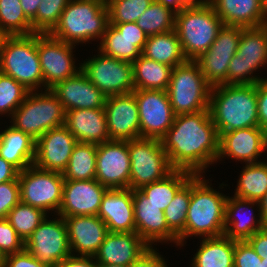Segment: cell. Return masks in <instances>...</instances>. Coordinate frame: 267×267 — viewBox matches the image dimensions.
I'll return each mask as SVG.
<instances>
[{
  "label": "cell",
  "instance_id": "58",
  "mask_svg": "<svg viewBox=\"0 0 267 267\" xmlns=\"http://www.w3.org/2000/svg\"><path fill=\"white\" fill-rule=\"evenodd\" d=\"M264 146L267 149V127L264 129Z\"/></svg>",
  "mask_w": 267,
  "mask_h": 267
},
{
  "label": "cell",
  "instance_id": "43",
  "mask_svg": "<svg viewBox=\"0 0 267 267\" xmlns=\"http://www.w3.org/2000/svg\"><path fill=\"white\" fill-rule=\"evenodd\" d=\"M70 0H42L31 21L35 33L49 34L58 24L61 13Z\"/></svg>",
  "mask_w": 267,
  "mask_h": 267
},
{
  "label": "cell",
  "instance_id": "41",
  "mask_svg": "<svg viewBox=\"0 0 267 267\" xmlns=\"http://www.w3.org/2000/svg\"><path fill=\"white\" fill-rule=\"evenodd\" d=\"M46 217L48 215L42 209L20 201L10 210L6 219L15 229L16 233L26 241Z\"/></svg>",
  "mask_w": 267,
  "mask_h": 267
},
{
  "label": "cell",
  "instance_id": "8",
  "mask_svg": "<svg viewBox=\"0 0 267 267\" xmlns=\"http://www.w3.org/2000/svg\"><path fill=\"white\" fill-rule=\"evenodd\" d=\"M211 89L198 63L187 60L172 69L166 91L174 114L181 115L209 110Z\"/></svg>",
  "mask_w": 267,
  "mask_h": 267
},
{
  "label": "cell",
  "instance_id": "7",
  "mask_svg": "<svg viewBox=\"0 0 267 267\" xmlns=\"http://www.w3.org/2000/svg\"><path fill=\"white\" fill-rule=\"evenodd\" d=\"M65 115L63 105L50 89L29 91L10 123L37 140L47 131L65 125Z\"/></svg>",
  "mask_w": 267,
  "mask_h": 267
},
{
  "label": "cell",
  "instance_id": "25",
  "mask_svg": "<svg viewBox=\"0 0 267 267\" xmlns=\"http://www.w3.org/2000/svg\"><path fill=\"white\" fill-rule=\"evenodd\" d=\"M66 111L104 108L106 96L80 70L50 89Z\"/></svg>",
  "mask_w": 267,
  "mask_h": 267
},
{
  "label": "cell",
  "instance_id": "51",
  "mask_svg": "<svg viewBox=\"0 0 267 267\" xmlns=\"http://www.w3.org/2000/svg\"><path fill=\"white\" fill-rule=\"evenodd\" d=\"M261 259L267 258V227L255 232L246 240Z\"/></svg>",
  "mask_w": 267,
  "mask_h": 267
},
{
  "label": "cell",
  "instance_id": "26",
  "mask_svg": "<svg viewBox=\"0 0 267 267\" xmlns=\"http://www.w3.org/2000/svg\"><path fill=\"white\" fill-rule=\"evenodd\" d=\"M109 232H136L133 190L130 188H110L104 193L97 214Z\"/></svg>",
  "mask_w": 267,
  "mask_h": 267
},
{
  "label": "cell",
  "instance_id": "4",
  "mask_svg": "<svg viewBox=\"0 0 267 267\" xmlns=\"http://www.w3.org/2000/svg\"><path fill=\"white\" fill-rule=\"evenodd\" d=\"M108 25L106 0H70L49 34L65 43L79 45L95 39L101 41Z\"/></svg>",
  "mask_w": 267,
  "mask_h": 267
},
{
  "label": "cell",
  "instance_id": "24",
  "mask_svg": "<svg viewBox=\"0 0 267 267\" xmlns=\"http://www.w3.org/2000/svg\"><path fill=\"white\" fill-rule=\"evenodd\" d=\"M219 139V154L217 161L229 157L234 160L245 162L244 164L258 163L263 153L264 130L258 127H247L221 133Z\"/></svg>",
  "mask_w": 267,
  "mask_h": 267
},
{
  "label": "cell",
  "instance_id": "22",
  "mask_svg": "<svg viewBox=\"0 0 267 267\" xmlns=\"http://www.w3.org/2000/svg\"><path fill=\"white\" fill-rule=\"evenodd\" d=\"M148 36L136 22L107 26L99 50L113 58L133 63L140 55Z\"/></svg>",
  "mask_w": 267,
  "mask_h": 267
},
{
  "label": "cell",
  "instance_id": "49",
  "mask_svg": "<svg viewBox=\"0 0 267 267\" xmlns=\"http://www.w3.org/2000/svg\"><path fill=\"white\" fill-rule=\"evenodd\" d=\"M259 127H267V78L256 84Z\"/></svg>",
  "mask_w": 267,
  "mask_h": 267
},
{
  "label": "cell",
  "instance_id": "12",
  "mask_svg": "<svg viewBox=\"0 0 267 267\" xmlns=\"http://www.w3.org/2000/svg\"><path fill=\"white\" fill-rule=\"evenodd\" d=\"M81 63V71L106 96L129 94L134 91L133 65L98 52Z\"/></svg>",
  "mask_w": 267,
  "mask_h": 267
},
{
  "label": "cell",
  "instance_id": "50",
  "mask_svg": "<svg viewBox=\"0 0 267 267\" xmlns=\"http://www.w3.org/2000/svg\"><path fill=\"white\" fill-rule=\"evenodd\" d=\"M156 249L150 247L130 267H168L166 259Z\"/></svg>",
  "mask_w": 267,
  "mask_h": 267
},
{
  "label": "cell",
  "instance_id": "29",
  "mask_svg": "<svg viewBox=\"0 0 267 267\" xmlns=\"http://www.w3.org/2000/svg\"><path fill=\"white\" fill-rule=\"evenodd\" d=\"M65 126L80 143L101 144L109 140L104 108L68 110Z\"/></svg>",
  "mask_w": 267,
  "mask_h": 267
},
{
  "label": "cell",
  "instance_id": "42",
  "mask_svg": "<svg viewBox=\"0 0 267 267\" xmlns=\"http://www.w3.org/2000/svg\"><path fill=\"white\" fill-rule=\"evenodd\" d=\"M153 0H106L110 24L136 22Z\"/></svg>",
  "mask_w": 267,
  "mask_h": 267
},
{
  "label": "cell",
  "instance_id": "33",
  "mask_svg": "<svg viewBox=\"0 0 267 267\" xmlns=\"http://www.w3.org/2000/svg\"><path fill=\"white\" fill-rule=\"evenodd\" d=\"M141 55L172 68L187 61L175 30L148 36Z\"/></svg>",
  "mask_w": 267,
  "mask_h": 267
},
{
  "label": "cell",
  "instance_id": "20",
  "mask_svg": "<svg viewBox=\"0 0 267 267\" xmlns=\"http://www.w3.org/2000/svg\"><path fill=\"white\" fill-rule=\"evenodd\" d=\"M108 188L96 179H64L62 202L57 216L97 215Z\"/></svg>",
  "mask_w": 267,
  "mask_h": 267
},
{
  "label": "cell",
  "instance_id": "17",
  "mask_svg": "<svg viewBox=\"0 0 267 267\" xmlns=\"http://www.w3.org/2000/svg\"><path fill=\"white\" fill-rule=\"evenodd\" d=\"M130 169L128 141L108 140L97 144L95 179L103 186L129 188Z\"/></svg>",
  "mask_w": 267,
  "mask_h": 267
},
{
  "label": "cell",
  "instance_id": "37",
  "mask_svg": "<svg viewBox=\"0 0 267 267\" xmlns=\"http://www.w3.org/2000/svg\"><path fill=\"white\" fill-rule=\"evenodd\" d=\"M97 144L78 142L72 151L66 170L68 180H90L96 177Z\"/></svg>",
  "mask_w": 267,
  "mask_h": 267
},
{
  "label": "cell",
  "instance_id": "48",
  "mask_svg": "<svg viewBox=\"0 0 267 267\" xmlns=\"http://www.w3.org/2000/svg\"><path fill=\"white\" fill-rule=\"evenodd\" d=\"M3 267H50L42 264L27 250L5 256Z\"/></svg>",
  "mask_w": 267,
  "mask_h": 267
},
{
  "label": "cell",
  "instance_id": "18",
  "mask_svg": "<svg viewBox=\"0 0 267 267\" xmlns=\"http://www.w3.org/2000/svg\"><path fill=\"white\" fill-rule=\"evenodd\" d=\"M77 143L65 125L47 131L36 140L34 165L43 170L63 173Z\"/></svg>",
  "mask_w": 267,
  "mask_h": 267
},
{
  "label": "cell",
  "instance_id": "9",
  "mask_svg": "<svg viewBox=\"0 0 267 267\" xmlns=\"http://www.w3.org/2000/svg\"><path fill=\"white\" fill-rule=\"evenodd\" d=\"M128 150L131 161L129 188L132 190L162 180L174 170L159 139H132L128 141Z\"/></svg>",
  "mask_w": 267,
  "mask_h": 267
},
{
  "label": "cell",
  "instance_id": "10",
  "mask_svg": "<svg viewBox=\"0 0 267 267\" xmlns=\"http://www.w3.org/2000/svg\"><path fill=\"white\" fill-rule=\"evenodd\" d=\"M267 65V25L244 28L238 50L228 66V84H257L264 77L253 75Z\"/></svg>",
  "mask_w": 267,
  "mask_h": 267
},
{
  "label": "cell",
  "instance_id": "30",
  "mask_svg": "<svg viewBox=\"0 0 267 267\" xmlns=\"http://www.w3.org/2000/svg\"><path fill=\"white\" fill-rule=\"evenodd\" d=\"M224 25L255 28L267 25L261 0H208Z\"/></svg>",
  "mask_w": 267,
  "mask_h": 267
},
{
  "label": "cell",
  "instance_id": "27",
  "mask_svg": "<svg viewBox=\"0 0 267 267\" xmlns=\"http://www.w3.org/2000/svg\"><path fill=\"white\" fill-rule=\"evenodd\" d=\"M149 248L136 232H108L94 259L97 263L130 266Z\"/></svg>",
  "mask_w": 267,
  "mask_h": 267
},
{
  "label": "cell",
  "instance_id": "54",
  "mask_svg": "<svg viewBox=\"0 0 267 267\" xmlns=\"http://www.w3.org/2000/svg\"><path fill=\"white\" fill-rule=\"evenodd\" d=\"M164 5L166 8L171 9L175 13H178L181 9L189 5H196L205 3L208 0H156Z\"/></svg>",
  "mask_w": 267,
  "mask_h": 267
},
{
  "label": "cell",
  "instance_id": "38",
  "mask_svg": "<svg viewBox=\"0 0 267 267\" xmlns=\"http://www.w3.org/2000/svg\"><path fill=\"white\" fill-rule=\"evenodd\" d=\"M191 198V178L176 192L174 198L164 210L169 229L178 237V246H184L186 214Z\"/></svg>",
  "mask_w": 267,
  "mask_h": 267
},
{
  "label": "cell",
  "instance_id": "3",
  "mask_svg": "<svg viewBox=\"0 0 267 267\" xmlns=\"http://www.w3.org/2000/svg\"><path fill=\"white\" fill-rule=\"evenodd\" d=\"M209 183L203 175L191 177V198L186 214L185 239L193 236L209 238L224 235L225 205L228 196L214 190Z\"/></svg>",
  "mask_w": 267,
  "mask_h": 267
},
{
  "label": "cell",
  "instance_id": "15",
  "mask_svg": "<svg viewBox=\"0 0 267 267\" xmlns=\"http://www.w3.org/2000/svg\"><path fill=\"white\" fill-rule=\"evenodd\" d=\"M243 29L223 25L210 48L195 60L212 87L228 84V66L238 50Z\"/></svg>",
  "mask_w": 267,
  "mask_h": 267
},
{
  "label": "cell",
  "instance_id": "11",
  "mask_svg": "<svg viewBox=\"0 0 267 267\" xmlns=\"http://www.w3.org/2000/svg\"><path fill=\"white\" fill-rule=\"evenodd\" d=\"M18 181L21 202L57 215L63 194L62 173L43 170L33 164L19 171Z\"/></svg>",
  "mask_w": 267,
  "mask_h": 267
},
{
  "label": "cell",
  "instance_id": "56",
  "mask_svg": "<svg viewBox=\"0 0 267 267\" xmlns=\"http://www.w3.org/2000/svg\"><path fill=\"white\" fill-rule=\"evenodd\" d=\"M259 205H260V213H261L262 221L264 225L267 227V193L259 201Z\"/></svg>",
  "mask_w": 267,
  "mask_h": 267
},
{
  "label": "cell",
  "instance_id": "60",
  "mask_svg": "<svg viewBox=\"0 0 267 267\" xmlns=\"http://www.w3.org/2000/svg\"><path fill=\"white\" fill-rule=\"evenodd\" d=\"M4 260H5V256H4L3 253L0 251V267H3Z\"/></svg>",
  "mask_w": 267,
  "mask_h": 267
},
{
  "label": "cell",
  "instance_id": "39",
  "mask_svg": "<svg viewBox=\"0 0 267 267\" xmlns=\"http://www.w3.org/2000/svg\"><path fill=\"white\" fill-rule=\"evenodd\" d=\"M0 31L6 36L31 35V21L25 16L20 0H0Z\"/></svg>",
  "mask_w": 267,
  "mask_h": 267
},
{
  "label": "cell",
  "instance_id": "52",
  "mask_svg": "<svg viewBox=\"0 0 267 267\" xmlns=\"http://www.w3.org/2000/svg\"><path fill=\"white\" fill-rule=\"evenodd\" d=\"M55 267H97L94 257L71 255L59 262Z\"/></svg>",
  "mask_w": 267,
  "mask_h": 267
},
{
  "label": "cell",
  "instance_id": "6",
  "mask_svg": "<svg viewBox=\"0 0 267 267\" xmlns=\"http://www.w3.org/2000/svg\"><path fill=\"white\" fill-rule=\"evenodd\" d=\"M0 72L11 76L28 91L44 89L43 73L37 53V33L6 36L0 53Z\"/></svg>",
  "mask_w": 267,
  "mask_h": 267
},
{
  "label": "cell",
  "instance_id": "45",
  "mask_svg": "<svg viewBox=\"0 0 267 267\" xmlns=\"http://www.w3.org/2000/svg\"><path fill=\"white\" fill-rule=\"evenodd\" d=\"M25 241L16 233L6 218H0V251L4 256L21 252Z\"/></svg>",
  "mask_w": 267,
  "mask_h": 267
},
{
  "label": "cell",
  "instance_id": "1",
  "mask_svg": "<svg viewBox=\"0 0 267 267\" xmlns=\"http://www.w3.org/2000/svg\"><path fill=\"white\" fill-rule=\"evenodd\" d=\"M219 139L209 110H204L176 115L161 142L173 169L203 175L217 162Z\"/></svg>",
  "mask_w": 267,
  "mask_h": 267
},
{
  "label": "cell",
  "instance_id": "36",
  "mask_svg": "<svg viewBox=\"0 0 267 267\" xmlns=\"http://www.w3.org/2000/svg\"><path fill=\"white\" fill-rule=\"evenodd\" d=\"M193 175L194 174L189 171L174 169L164 179L147 184L139 190L148 198V201L161 207V210L164 211L174 198L176 192Z\"/></svg>",
  "mask_w": 267,
  "mask_h": 267
},
{
  "label": "cell",
  "instance_id": "13",
  "mask_svg": "<svg viewBox=\"0 0 267 267\" xmlns=\"http://www.w3.org/2000/svg\"><path fill=\"white\" fill-rule=\"evenodd\" d=\"M46 217L25 241V250L42 264L55 267L71 256L64 218Z\"/></svg>",
  "mask_w": 267,
  "mask_h": 267
},
{
  "label": "cell",
  "instance_id": "5",
  "mask_svg": "<svg viewBox=\"0 0 267 267\" xmlns=\"http://www.w3.org/2000/svg\"><path fill=\"white\" fill-rule=\"evenodd\" d=\"M224 23L214 7L205 3L189 5L175 15V28L187 60H196L206 52Z\"/></svg>",
  "mask_w": 267,
  "mask_h": 267
},
{
  "label": "cell",
  "instance_id": "47",
  "mask_svg": "<svg viewBox=\"0 0 267 267\" xmlns=\"http://www.w3.org/2000/svg\"><path fill=\"white\" fill-rule=\"evenodd\" d=\"M234 267H261V258L245 241H235Z\"/></svg>",
  "mask_w": 267,
  "mask_h": 267
},
{
  "label": "cell",
  "instance_id": "34",
  "mask_svg": "<svg viewBox=\"0 0 267 267\" xmlns=\"http://www.w3.org/2000/svg\"><path fill=\"white\" fill-rule=\"evenodd\" d=\"M134 90H163L170 83L172 67L140 55L133 63Z\"/></svg>",
  "mask_w": 267,
  "mask_h": 267
},
{
  "label": "cell",
  "instance_id": "40",
  "mask_svg": "<svg viewBox=\"0 0 267 267\" xmlns=\"http://www.w3.org/2000/svg\"><path fill=\"white\" fill-rule=\"evenodd\" d=\"M176 13L161 3L153 0L136 24L147 36L165 33L175 28Z\"/></svg>",
  "mask_w": 267,
  "mask_h": 267
},
{
  "label": "cell",
  "instance_id": "31",
  "mask_svg": "<svg viewBox=\"0 0 267 267\" xmlns=\"http://www.w3.org/2000/svg\"><path fill=\"white\" fill-rule=\"evenodd\" d=\"M36 140L13 126L0 133V157L14 165L19 171L34 164Z\"/></svg>",
  "mask_w": 267,
  "mask_h": 267
},
{
  "label": "cell",
  "instance_id": "35",
  "mask_svg": "<svg viewBox=\"0 0 267 267\" xmlns=\"http://www.w3.org/2000/svg\"><path fill=\"white\" fill-rule=\"evenodd\" d=\"M233 196L260 201L267 193V161L243 166Z\"/></svg>",
  "mask_w": 267,
  "mask_h": 267
},
{
  "label": "cell",
  "instance_id": "62",
  "mask_svg": "<svg viewBox=\"0 0 267 267\" xmlns=\"http://www.w3.org/2000/svg\"><path fill=\"white\" fill-rule=\"evenodd\" d=\"M261 2H262V5L264 7V10H265V12L267 14V0H261Z\"/></svg>",
  "mask_w": 267,
  "mask_h": 267
},
{
  "label": "cell",
  "instance_id": "32",
  "mask_svg": "<svg viewBox=\"0 0 267 267\" xmlns=\"http://www.w3.org/2000/svg\"><path fill=\"white\" fill-rule=\"evenodd\" d=\"M201 240L190 267H234L235 240L225 235Z\"/></svg>",
  "mask_w": 267,
  "mask_h": 267
},
{
  "label": "cell",
  "instance_id": "61",
  "mask_svg": "<svg viewBox=\"0 0 267 267\" xmlns=\"http://www.w3.org/2000/svg\"><path fill=\"white\" fill-rule=\"evenodd\" d=\"M261 267H267V258L261 259Z\"/></svg>",
  "mask_w": 267,
  "mask_h": 267
},
{
  "label": "cell",
  "instance_id": "46",
  "mask_svg": "<svg viewBox=\"0 0 267 267\" xmlns=\"http://www.w3.org/2000/svg\"><path fill=\"white\" fill-rule=\"evenodd\" d=\"M20 202L18 180L0 183V218H6L10 210Z\"/></svg>",
  "mask_w": 267,
  "mask_h": 267
},
{
  "label": "cell",
  "instance_id": "21",
  "mask_svg": "<svg viewBox=\"0 0 267 267\" xmlns=\"http://www.w3.org/2000/svg\"><path fill=\"white\" fill-rule=\"evenodd\" d=\"M133 207L136 233L150 247H153L155 242L168 244V241L178 246V237L169 229L164 211L148 201L139 189L133 190Z\"/></svg>",
  "mask_w": 267,
  "mask_h": 267
},
{
  "label": "cell",
  "instance_id": "55",
  "mask_svg": "<svg viewBox=\"0 0 267 267\" xmlns=\"http://www.w3.org/2000/svg\"><path fill=\"white\" fill-rule=\"evenodd\" d=\"M42 0H20L25 16L32 21Z\"/></svg>",
  "mask_w": 267,
  "mask_h": 267
},
{
  "label": "cell",
  "instance_id": "57",
  "mask_svg": "<svg viewBox=\"0 0 267 267\" xmlns=\"http://www.w3.org/2000/svg\"><path fill=\"white\" fill-rule=\"evenodd\" d=\"M97 267H130V266L97 263Z\"/></svg>",
  "mask_w": 267,
  "mask_h": 267
},
{
  "label": "cell",
  "instance_id": "16",
  "mask_svg": "<svg viewBox=\"0 0 267 267\" xmlns=\"http://www.w3.org/2000/svg\"><path fill=\"white\" fill-rule=\"evenodd\" d=\"M132 93L138 105L140 137L161 140L176 116L167 91L134 90Z\"/></svg>",
  "mask_w": 267,
  "mask_h": 267
},
{
  "label": "cell",
  "instance_id": "14",
  "mask_svg": "<svg viewBox=\"0 0 267 267\" xmlns=\"http://www.w3.org/2000/svg\"><path fill=\"white\" fill-rule=\"evenodd\" d=\"M76 45L65 43L50 34L37 33V53L43 73L45 90L53 88L58 82L75 76L77 68L73 49Z\"/></svg>",
  "mask_w": 267,
  "mask_h": 267
},
{
  "label": "cell",
  "instance_id": "2",
  "mask_svg": "<svg viewBox=\"0 0 267 267\" xmlns=\"http://www.w3.org/2000/svg\"><path fill=\"white\" fill-rule=\"evenodd\" d=\"M209 113L218 134L258 127L256 84H222L212 87Z\"/></svg>",
  "mask_w": 267,
  "mask_h": 267
},
{
  "label": "cell",
  "instance_id": "28",
  "mask_svg": "<svg viewBox=\"0 0 267 267\" xmlns=\"http://www.w3.org/2000/svg\"><path fill=\"white\" fill-rule=\"evenodd\" d=\"M256 206L259 213L254 214L253 206ZM250 207V209H249ZM246 211L249 215L244 218ZM240 213V214H239ZM244 215H242V214ZM251 214V215H250ZM243 216L240 218V216ZM258 215V216H256ZM258 217V218H255ZM265 227L261 213L259 201L246 200L235 196H228L225 205L224 235L235 241H245L249 239L255 232Z\"/></svg>",
  "mask_w": 267,
  "mask_h": 267
},
{
  "label": "cell",
  "instance_id": "44",
  "mask_svg": "<svg viewBox=\"0 0 267 267\" xmlns=\"http://www.w3.org/2000/svg\"><path fill=\"white\" fill-rule=\"evenodd\" d=\"M29 91L11 76L0 72V114L12 116Z\"/></svg>",
  "mask_w": 267,
  "mask_h": 267
},
{
  "label": "cell",
  "instance_id": "19",
  "mask_svg": "<svg viewBox=\"0 0 267 267\" xmlns=\"http://www.w3.org/2000/svg\"><path fill=\"white\" fill-rule=\"evenodd\" d=\"M104 110L109 140L130 141L140 138L139 111L133 93L106 97Z\"/></svg>",
  "mask_w": 267,
  "mask_h": 267
},
{
  "label": "cell",
  "instance_id": "53",
  "mask_svg": "<svg viewBox=\"0 0 267 267\" xmlns=\"http://www.w3.org/2000/svg\"><path fill=\"white\" fill-rule=\"evenodd\" d=\"M19 170L0 157V183L7 181L18 180Z\"/></svg>",
  "mask_w": 267,
  "mask_h": 267
},
{
  "label": "cell",
  "instance_id": "23",
  "mask_svg": "<svg viewBox=\"0 0 267 267\" xmlns=\"http://www.w3.org/2000/svg\"><path fill=\"white\" fill-rule=\"evenodd\" d=\"M64 221L71 254L94 257L109 232L106 223L97 215L64 217Z\"/></svg>",
  "mask_w": 267,
  "mask_h": 267
},
{
  "label": "cell",
  "instance_id": "59",
  "mask_svg": "<svg viewBox=\"0 0 267 267\" xmlns=\"http://www.w3.org/2000/svg\"><path fill=\"white\" fill-rule=\"evenodd\" d=\"M5 37L6 35L0 31V53H1V46Z\"/></svg>",
  "mask_w": 267,
  "mask_h": 267
}]
</instances>
